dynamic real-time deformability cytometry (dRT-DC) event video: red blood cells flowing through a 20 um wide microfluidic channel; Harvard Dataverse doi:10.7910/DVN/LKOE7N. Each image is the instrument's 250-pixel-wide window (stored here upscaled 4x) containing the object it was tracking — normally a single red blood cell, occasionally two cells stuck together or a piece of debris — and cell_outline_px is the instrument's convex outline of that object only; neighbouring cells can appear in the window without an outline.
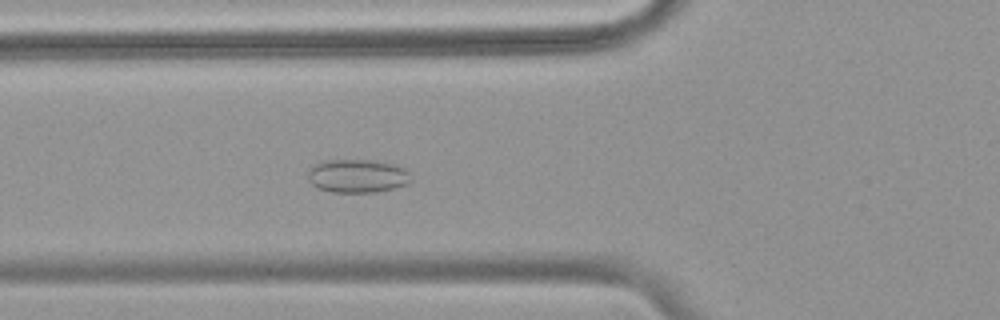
{"species": "common noctule bat (a hibernating species)", "species_latin": "Nyctalus noctula", "temperature_condition": "warm", "stored_images_in_passage": 55, "camera_frame_rate_fps": 3000, "um_per_image_px": 0.085, "animal": {"sex": "female", "body_mass_g": 18.4}, "frame": {"image": 1, "passage_image": 21, "time_ms": 6.667, "image_size_px": [1000, 320], "cell_outline_px": [[412, 180], [408, 184], [396, 188], [376, 192], [332, 192], [316, 188], [308, 180], [308, 168], [320, 160], [372, 160], [396, 164], [404, 168], [408, 172]], "centroid_in_image_um": [30.36, 14.95], "position_along_channel_um": 95.4, "area_um2": 20.46}}
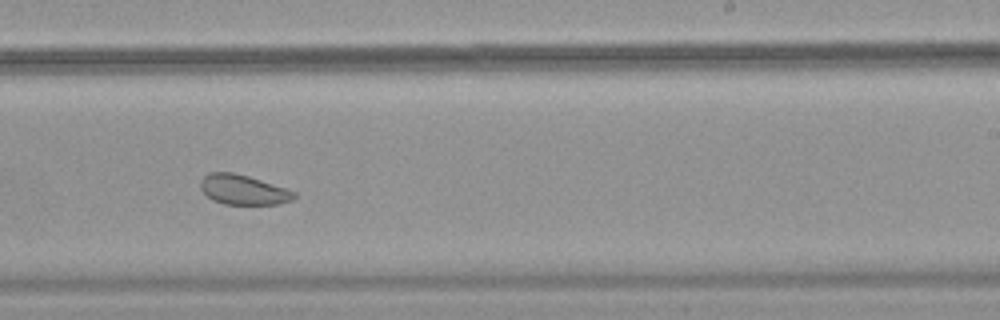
{"frame": {"image": 2, "passage_image": 35, "time_ms": 11.333, "image_size_px": [1000, 320], "cell_outline_px": [[296, 196], [292, 200], [280, 204], [224, 204], [212, 200], [200, 188], [200, 180], [208, 172], [232, 172], [248, 176], [296, 192]], "centroid_in_image_um": [20.65, 16.13], "position_along_channel_um": 268.4, "area_um2": 16.18}}
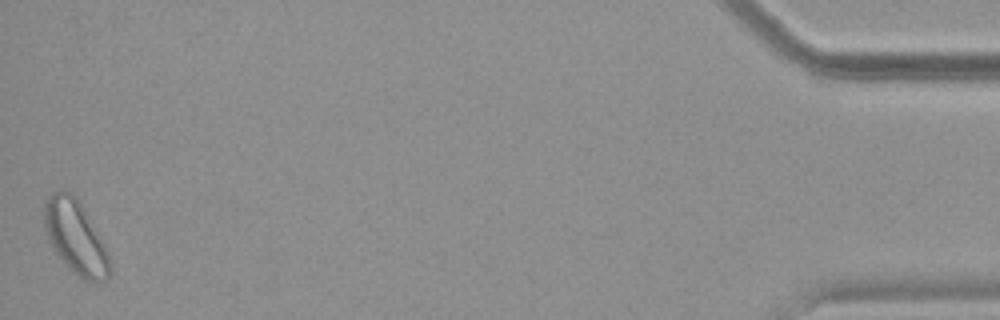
{"frame": {"image": 3, "passage_image": 55, "time_ms": 18.0, "image_size_px": [1000, 320], "cell_outline_px": [[112, 272], [108, 280], [96, 284], [84, 280], [72, 272], [52, 248], [48, 240], [44, 228], [44, 204], [48, 196], [52, 192], [60, 188], [68, 188], [76, 196], [104, 244], [112, 268]], "centroid_in_image_um": [6.41, 20.17], "position_along_channel_um": 428.8, "area_um2": 28.55}, "authors_computed_cell_mechanics": {"area_um2": 23.2356, "velocity_mm_per_s": 3.7198, "shape_relaxation_time_tau1_ms": null, "shape_relaxation_time_tau2_ms": 3.8353, "deformation_change_tau1": null, "deformation_change_tau2": 0.0796}}